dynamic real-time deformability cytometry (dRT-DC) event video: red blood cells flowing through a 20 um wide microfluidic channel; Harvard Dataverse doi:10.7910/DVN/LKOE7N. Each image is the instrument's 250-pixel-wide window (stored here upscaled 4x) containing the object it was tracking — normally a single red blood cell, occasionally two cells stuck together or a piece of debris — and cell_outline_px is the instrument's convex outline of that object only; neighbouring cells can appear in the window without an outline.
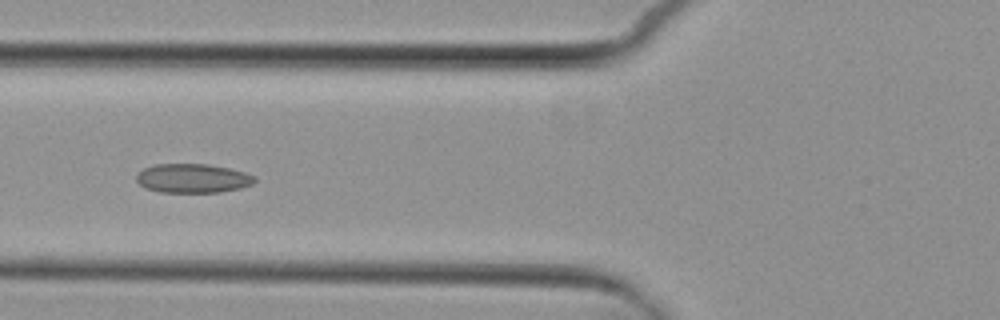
{"species": "common noctule bat (a hibernating species)", "species_latin": "Nyctalus noctula", "temperature_condition": "cold", "stored_images_in_passage": 8, "camera_frame_rate_fps": 3000, "um_per_image_px": 0.085, "animal": {"sex": "female", "body_mass_g": 29.2, "forearm_length_mm": 56.3}, "frame": {"image": 1, "passage_image": 6, "time_ms": 6.667, "image_size_px": [1000, 320], "cell_outline_px": [[256, 180], [252, 184], [240, 188], [220, 192], [160, 192], [144, 188], [136, 180], [136, 176], [144, 168], [152, 164], [208, 164], [228, 168], [244, 172], [256, 176]], "centroid_in_image_um": [16.37, 15.15], "position_along_channel_um": 109.4, "area_um2": 20.06}}
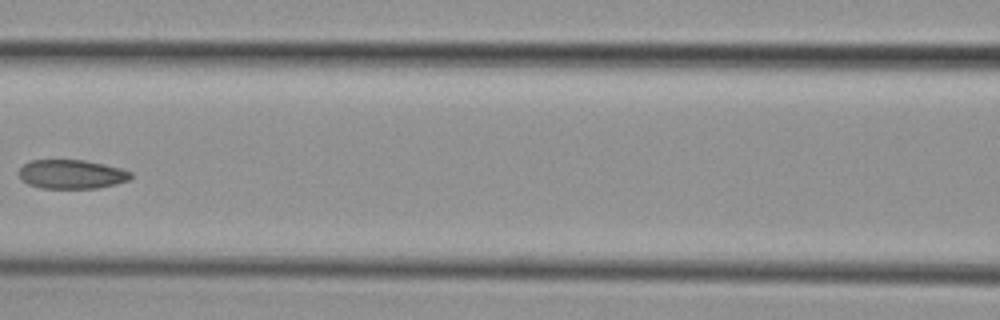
{"frame": {"image": 2, "passage_image": 7, "time_ms": 8.0, "image_size_px": [1000, 320], "cell_outline_px": [[132, 176], [128, 180], [116, 184], [96, 188], [40, 188], [28, 184], [20, 180], [20, 168], [28, 160], [84, 160], [104, 164], [120, 168], [132, 172]], "centroid_in_image_um": [6.07, 14.81], "position_along_channel_um": 160.5, "area_um2": 18.96}}
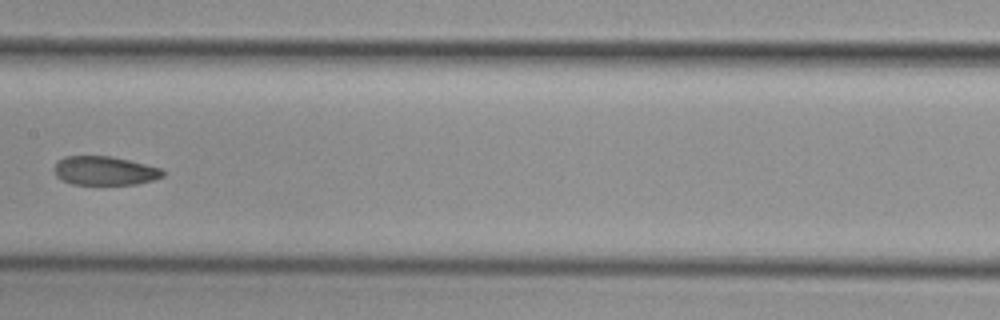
{"frame": {"image": 3, "passage_image": 8, "time_ms": 9.0, "image_size_px": [1000, 320], "cell_outline_px": [[164, 176], [152, 180], [136, 184], [72, 184], [56, 176], [52, 168], [56, 160], [64, 156], [112, 156], [164, 168]], "centroid_in_image_um": [8.89, 14.49], "position_along_channel_um": 198.5, "area_um2": 18.5}}